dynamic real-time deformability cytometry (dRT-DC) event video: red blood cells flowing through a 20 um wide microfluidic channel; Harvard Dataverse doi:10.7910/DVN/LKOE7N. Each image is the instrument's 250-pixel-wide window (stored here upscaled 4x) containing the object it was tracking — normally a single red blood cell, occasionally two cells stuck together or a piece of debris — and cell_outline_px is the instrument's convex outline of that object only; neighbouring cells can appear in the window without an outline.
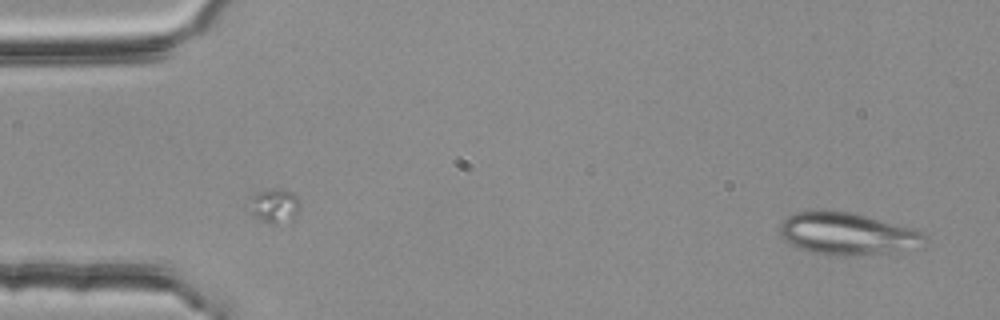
{"species": "common noctule bat (a hibernating species)", "species_latin": "Nyctalus noctula", "temperature_condition": "room temperature", "stored_images_in_passage": 2, "camera_frame_rate_fps": 3000, "um_per_image_px": 0.085, "animal": {"sex": "female", "body_mass_g": 25.1}, "frame": {"image": 1, "passage_image": 2, "time_ms": 0.333, "image_size_px": [1000, 320], "cell_outline_px": [[928, 236], [924, 248], [896, 252], [856, 256], [824, 256], [808, 252], [784, 240], [780, 232], [780, 224], [792, 212], [816, 208], [820, 208], [852, 212], [912, 228], [924, 232]], "centroid_in_image_um": [72.06, 19.87], "position_along_channel_um": 12.9, "area_um2": 37.05}}